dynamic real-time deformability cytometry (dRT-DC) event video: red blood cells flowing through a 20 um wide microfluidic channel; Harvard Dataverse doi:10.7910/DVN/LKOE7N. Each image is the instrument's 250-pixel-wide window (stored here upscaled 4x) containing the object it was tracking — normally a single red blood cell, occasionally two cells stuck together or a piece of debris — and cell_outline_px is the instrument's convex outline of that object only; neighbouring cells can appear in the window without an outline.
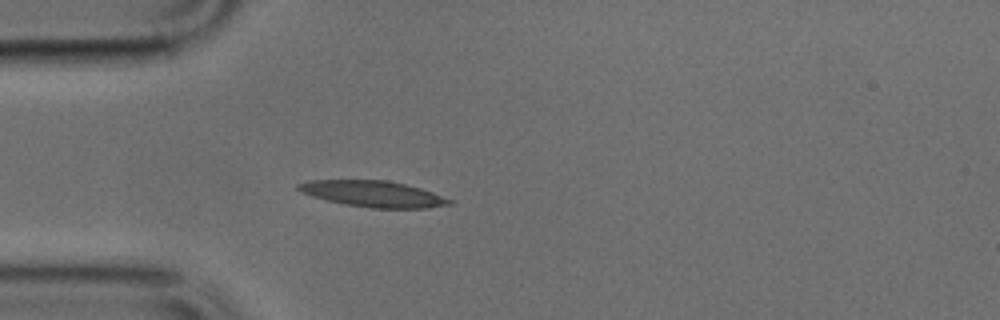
{"species": "common noctule bat (a hibernating species)", "species_latin": "Nyctalus noctula", "temperature_condition": "cold", "stored_images_in_passage": 38, "camera_frame_rate_fps": 3000, "um_per_image_px": 0.085, "animal": {"sex": "male", "body_mass_g": 17.9, "forearm_length_mm": 54.2}, "frame": {"image": 1, "passage_image": 1, "time_ms": 0.0, "image_size_px": [1000, 320], "cell_outline_px": [[456, 204], [428, 208], [372, 208], [344, 204], [312, 196], [300, 192], [296, 188], [296, 184], [308, 180], [388, 180], [420, 188], [432, 192], [452, 200]], "centroid_in_image_um": [31.72, 16.48], "position_along_channel_um": 53.3, "area_um2": 23.06}}
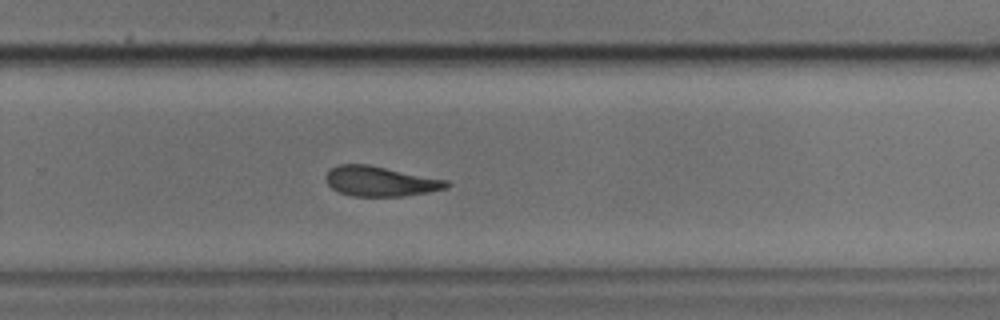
{"frame": {"image": 2, "passage_image": 20, "time_ms": 6.333, "image_size_px": [1000, 320], "cell_outline_px": [[452, 184], [448, 188], [428, 192], [404, 196], [352, 196], [340, 192], [332, 188], [328, 184], [328, 172], [332, 168], [340, 164], [368, 164], [448, 180]], "centroid_in_image_um": [32.4, 15.41], "position_along_channel_um": 297.4, "area_um2": 20.92}}
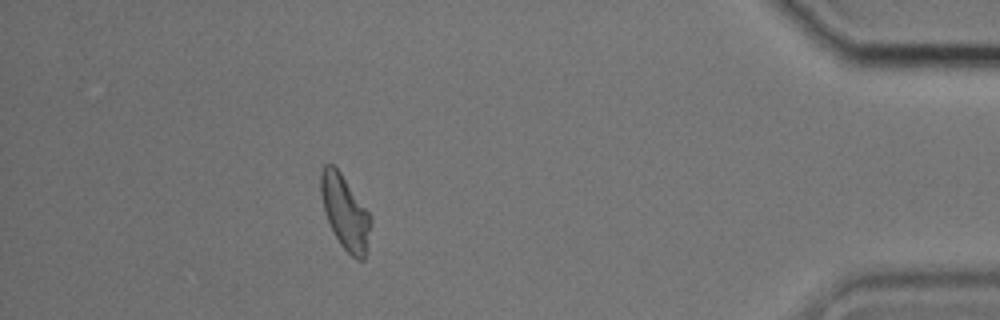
{"frame": {"image": 3, "passage_image": 32, "time_ms": 10.333, "image_size_px": [1000, 320], "cell_outline_px": [[372, 224], [368, 252], [364, 260], [356, 260], [340, 244], [328, 224], [324, 212], [320, 192], [320, 172], [324, 164], [332, 164], [340, 172], [372, 216]], "centroid_in_image_um": [29.35, 18.09], "position_along_channel_um": 405.8, "area_um2": 21.96}}